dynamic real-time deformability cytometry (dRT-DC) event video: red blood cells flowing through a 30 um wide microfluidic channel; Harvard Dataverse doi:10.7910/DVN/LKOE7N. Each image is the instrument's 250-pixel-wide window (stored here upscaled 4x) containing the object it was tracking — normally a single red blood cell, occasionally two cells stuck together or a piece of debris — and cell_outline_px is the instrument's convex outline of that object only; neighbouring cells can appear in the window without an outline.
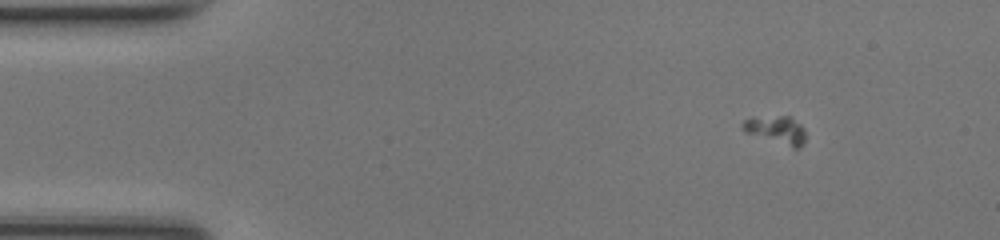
{"species": "common noctule bat (a hibernating species)", "species_latin": "Nyctalus noctula", "temperature_condition": "room temperature", "stored_images_in_passage": 53, "camera_frame_rate_fps": 3000, "um_per_image_px": 0.085, "animal": {"sex": "female", "body_mass_g": 17.0, "forearm_length_mm": 48.0}, "frame": {"image": 1, "passage_image": 8, "time_ms": 2.333, "image_size_px": [1000, 240], "cell_outline_px": [[804, 140], [800, 148], [792, 148], [744, 132], [740, 124], [744, 120], [780, 116], [788, 116], [800, 124], [804, 128]], "centroid_in_image_um": [65.99, 11.08], "position_along_channel_um": 19.0, "area_um2": 10.0}}
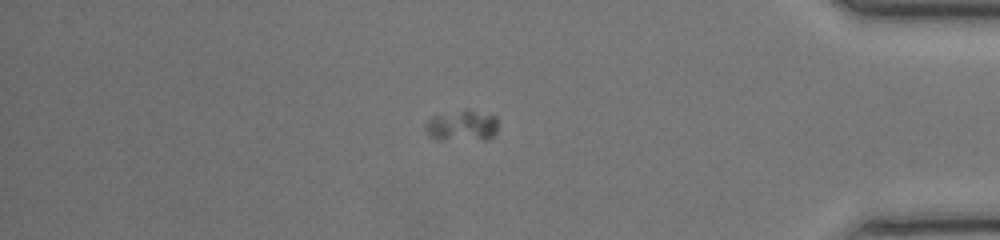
{"frame": {"image": 2, "passage_image": 45, "time_ms": 14.667, "image_size_px": [1000, 240], "cell_outline_px": [[496, 132], [488, 140], [436, 140], [424, 128], [424, 124], [432, 116], [464, 112], [472, 112], [496, 116]], "centroid_in_image_um": [39.25, 10.76], "position_along_channel_um": 395.9, "area_um2": 12.54}}